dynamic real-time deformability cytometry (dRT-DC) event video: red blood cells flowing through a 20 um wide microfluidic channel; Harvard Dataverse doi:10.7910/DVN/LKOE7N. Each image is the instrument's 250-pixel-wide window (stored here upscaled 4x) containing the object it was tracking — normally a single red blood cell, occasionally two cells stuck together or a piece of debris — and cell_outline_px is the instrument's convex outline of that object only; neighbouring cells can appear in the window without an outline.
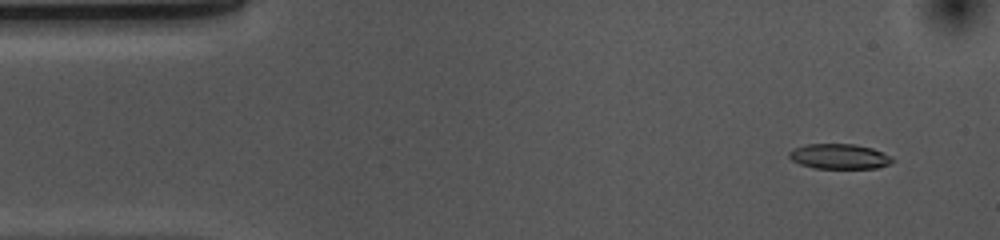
{"species": "common noctule bat (a hibernating species)", "species_latin": "Nyctalus noctula", "temperature_condition": "cold", "stored_images_in_passage": 53, "camera_frame_rate_fps": 3000, "um_per_image_px": 0.085, "animal": {"sex": "female", "body_mass_g": 10.0, "forearm_length_mm": 53.1}, "frame": {"image": 1, "passage_image": 4, "time_ms": 1.0, "image_size_px": [1000, 240], "cell_outline_px": [[892, 160], [888, 164], [876, 168], [816, 168], [800, 164], [792, 160], [788, 156], [788, 152], [792, 148], [804, 144], [856, 144], [872, 148], [892, 156]], "centroid_in_image_um": [71.29, 13.28], "position_along_channel_um": 13.7, "area_um2": 15.09}}
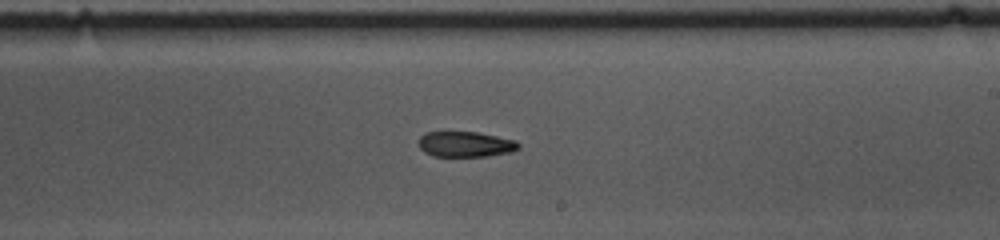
{"frame": {"image": 2, "passage_image": 30, "time_ms": 9.667, "image_size_px": [1000, 240], "cell_outline_px": [[520, 148], [512, 152], [488, 156], [432, 156], [424, 152], [420, 148], [420, 136], [424, 132], [476, 132], [516, 140], [520, 144]], "centroid_in_image_um": [39.59, 12.26], "position_along_channel_um": 249.4, "area_um2": 14.85}}
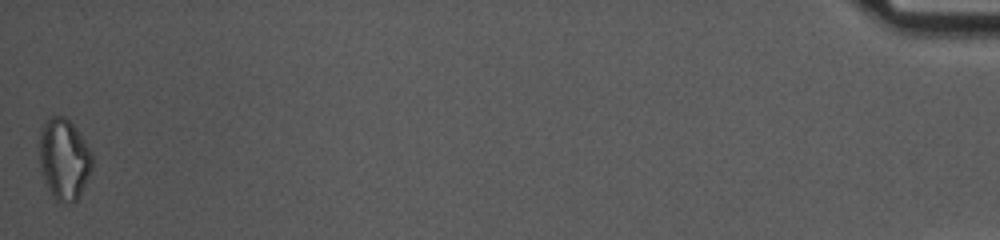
{"frame": {"image": 3, "passage_image": 53, "time_ms": 17.333, "image_size_px": [1000, 240], "cell_outline_px": [[92, 172], [80, 196], [72, 204], [64, 204], [56, 200], [52, 196], [48, 188], [40, 164], [40, 132], [44, 124], [52, 116], [64, 116], [76, 128], [84, 140], [92, 156]], "centroid_in_image_um": [5.47, 13.57], "position_along_channel_um": 429.7, "area_um2": 24.85}, "authors_computed_cell_mechanics": {"area_um2": 16.1262, "velocity_mm_per_s": 3.6961, "shape_relaxation_time_tau1_ms": 8.6746, "shape_relaxation_time_tau2_ms": null, "deformation_change_tau1": 0.1762, "deformation_change_tau2": null}}